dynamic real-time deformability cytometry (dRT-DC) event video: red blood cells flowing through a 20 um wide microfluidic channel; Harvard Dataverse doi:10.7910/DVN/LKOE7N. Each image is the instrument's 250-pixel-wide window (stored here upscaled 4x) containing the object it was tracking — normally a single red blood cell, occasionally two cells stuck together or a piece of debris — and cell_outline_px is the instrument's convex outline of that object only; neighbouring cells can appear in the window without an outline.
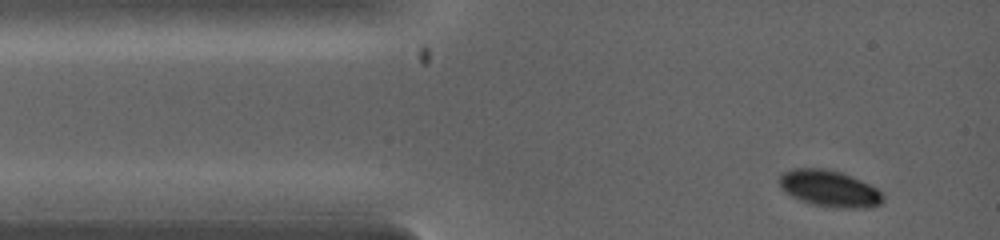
{"species": "common noctule bat (a hibernating species)", "species_latin": "Nyctalus noctula", "temperature_condition": "warm", "stored_images_in_passage": 3, "camera_frame_rate_fps": 5000, "um_per_image_px": 0.085, "animal": {"sex": "female", "body_mass_g": 19.0, "forearm_length_mm": 53.3}, "frame": {"image": 1, "passage_image": 1, "time_ms": 0.0, "image_size_px": [1000, 240], "cell_outline_px": [[884, 200], [880, 204], [868, 208], [836, 208], [812, 204], [800, 200], [784, 192], [780, 188], [780, 176], [784, 172], [792, 168], [824, 168], [840, 172], [852, 176], [876, 188], [884, 196]], "centroid_in_image_um": [70.49, 16.03], "position_along_channel_um": 14.5, "area_um2": 22.08}}
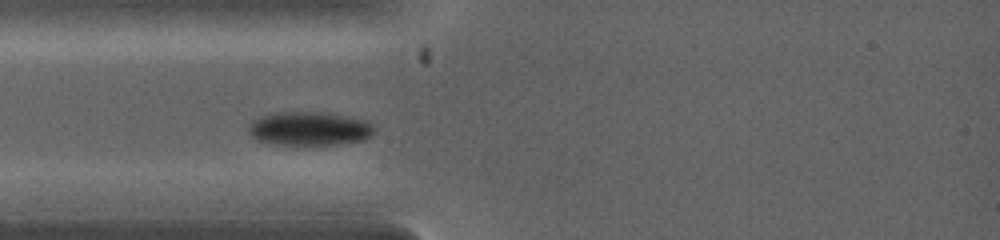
{"frame": {"image": 2, "passage_image": 3, "time_ms": 1.6, "image_size_px": [1000, 240], "cell_outline_px": [[376, 132], [372, 136], [364, 140], [340, 144], [268, 144], [256, 140], [248, 132], [248, 124], [252, 120], [264, 116], [280, 112], [320, 112], [368, 120], [376, 128]], "centroid_in_image_um": [26.33, 10.94], "position_along_channel_um": 58.7, "area_um2": 24.85}}